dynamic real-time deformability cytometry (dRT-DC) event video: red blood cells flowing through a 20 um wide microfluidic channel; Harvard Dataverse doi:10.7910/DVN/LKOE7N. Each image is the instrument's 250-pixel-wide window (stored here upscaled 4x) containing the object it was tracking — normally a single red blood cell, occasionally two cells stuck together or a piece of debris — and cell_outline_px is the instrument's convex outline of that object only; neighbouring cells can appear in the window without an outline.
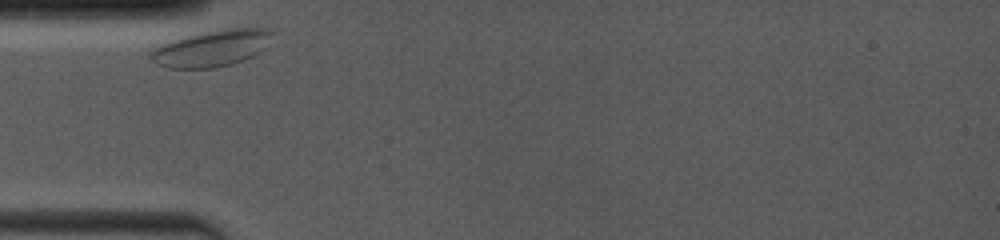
{"species": "common noctule bat (a hibernating species)", "species_latin": "Nyctalus noctula", "temperature_condition": "room temperature", "stored_images_in_passage": 10, "camera_frame_rate_fps": 4000, "um_per_image_px": 0.085, "animal": {"sex": "female", "body_mass_g": 19.0, "forearm_length_mm": 53.3}, "frame": {"image": 1, "passage_image": 1, "time_ms": 0.0, "image_size_px": [1000, 240], "cell_outline_px": [[276, 32], [268, 48], [244, 60], [232, 64], [216, 68], [168, 68], [156, 64], [152, 60], [152, 52], [160, 44], [172, 40], [188, 36], [208, 32], [232, 28], [272, 28]], "centroid_in_image_um": [18.12, 4.11], "position_along_channel_um": 66.9, "area_um2": 25.89}}
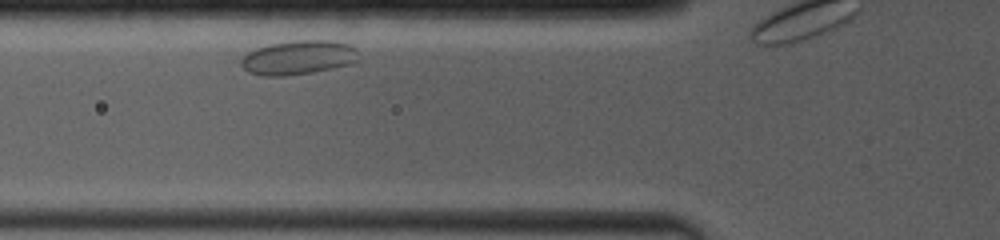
{"frame": {"image": 2, "passage_image": 5, "time_ms": 1.0, "image_size_px": [1000, 240], "cell_outline_px": [[360, 60], [352, 64], [312, 72], [284, 76], [264, 76], [248, 72], [240, 64], [240, 60], [248, 52], [256, 48], [272, 44], [296, 40], [332, 40], [348, 44], [356, 48]], "centroid_in_image_um": [25.39, 4.89], "position_along_channel_um": 100.4, "area_um2": 23.47}}